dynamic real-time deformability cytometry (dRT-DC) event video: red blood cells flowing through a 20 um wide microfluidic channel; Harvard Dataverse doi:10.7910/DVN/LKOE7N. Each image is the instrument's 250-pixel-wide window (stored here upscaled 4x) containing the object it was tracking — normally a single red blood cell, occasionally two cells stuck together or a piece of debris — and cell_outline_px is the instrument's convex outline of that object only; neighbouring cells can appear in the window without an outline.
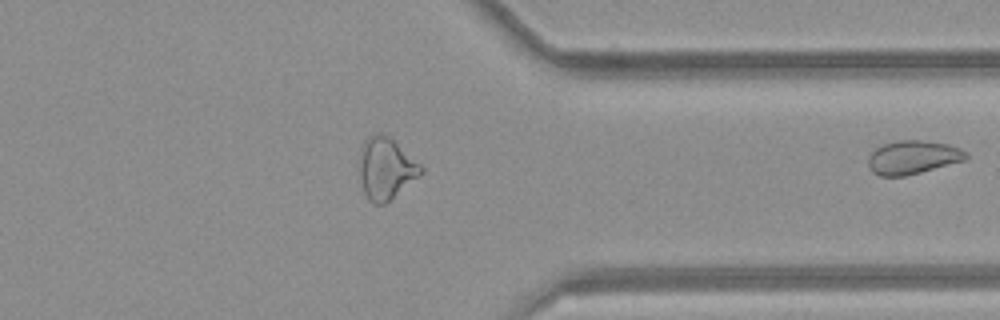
{"species": "common noctule bat (a hibernating species)", "species_latin": "Nyctalus noctula", "temperature_condition": "room temperature", "stored_images_in_passage": 37, "segment_of_instrument_passage": [2, 2], "camera_frame_rate_fps": 3000, "um_per_image_px": 0.085, "animal": {"sex": "female", "body_mass_g": 21.9}, "frame": {"image": 1, "passage_image": 37, "time_ms": 12.0, "image_size_px": [1000, 320], "cell_outline_px": [[968, 156], [964, 160], [920, 172], [904, 176], [880, 176], [872, 172], [868, 168], [868, 156], [876, 148], [884, 144], [900, 140], [924, 140], [948, 144], [960, 148], [968, 152]], "centroid_in_image_um": [77.57, 13.37], "position_along_channel_um": 333.8, "area_um2": 19.07}}